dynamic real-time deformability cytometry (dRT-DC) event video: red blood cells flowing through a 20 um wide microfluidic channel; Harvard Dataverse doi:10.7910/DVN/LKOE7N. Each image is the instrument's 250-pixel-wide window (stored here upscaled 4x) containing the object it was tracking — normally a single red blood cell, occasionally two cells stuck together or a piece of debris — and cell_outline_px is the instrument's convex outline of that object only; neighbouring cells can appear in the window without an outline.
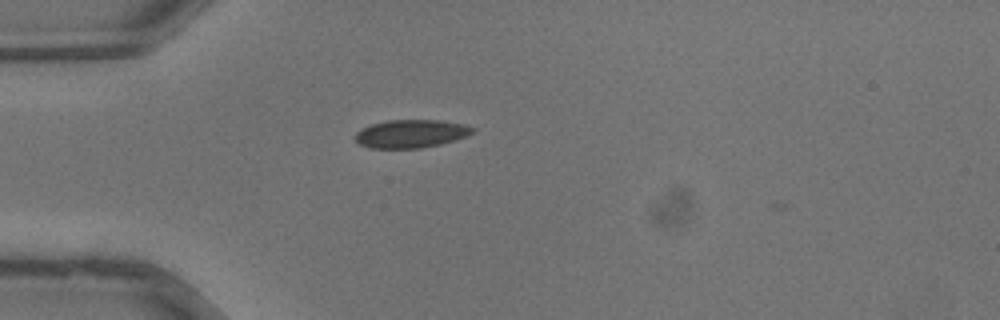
{"species": "common noctule bat (a hibernating species)", "species_latin": "Nyctalus noctula", "temperature_condition": "warm", "stored_images_in_passage": 28, "camera_frame_rate_fps": 3000, "um_per_image_px": 0.085, "animal": {"sex": "male", "body_mass_g": 13.3}, "frame": {"image": 1, "passage_image": 2, "time_ms": 0.333, "image_size_px": [1000, 320], "cell_outline_px": [[476, 128], [472, 132], [456, 140], [440, 144], [420, 148], [372, 148], [360, 144], [356, 140], [356, 132], [372, 124], [388, 120], [436, 120], [464, 124]], "centroid_in_image_um": [34.95, 11.36], "position_along_channel_um": 50.1, "area_um2": 18.96}}
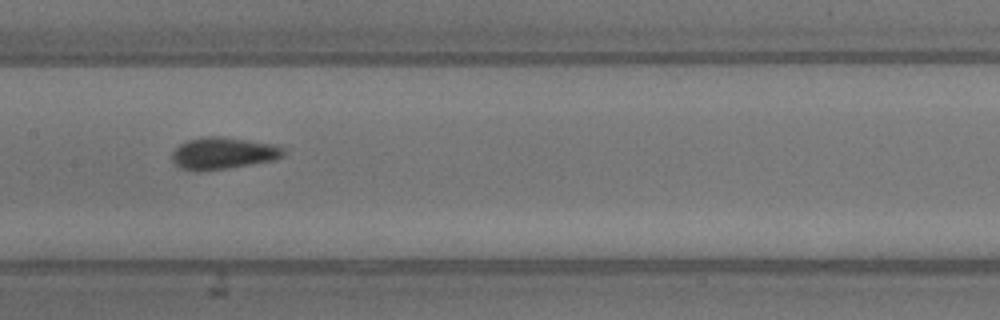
{"frame": {"image": 2, "passage_image": 10, "time_ms": 3.0, "image_size_px": [1000, 320], "cell_outline_px": [[288, 152], [284, 156], [276, 160], [228, 168], [200, 172], [180, 168], [172, 160], [172, 152], [180, 144], [188, 140], [204, 136], [224, 136], [280, 144]], "centroid_in_image_um": [19.05, 13.01], "position_along_channel_um": 188.4, "area_um2": 21.33}}
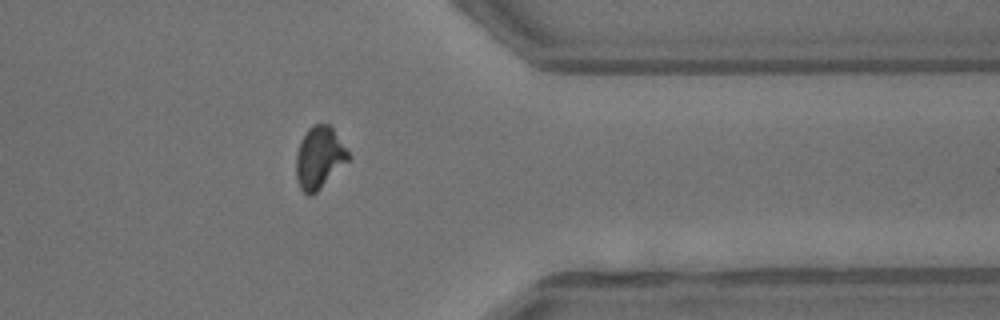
{"frame": {"image": 3, "passage_image": 21, "time_ms": 6.667, "image_size_px": [1000, 320], "cell_outline_px": [[352, 156], [312, 196], [308, 196], [300, 188], [296, 180], [296, 156], [300, 140], [308, 128], [316, 124], [328, 124], [332, 128]], "centroid_in_image_um": [27.12, 13.4], "position_along_channel_um": 384.3, "area_um2": 18.73}}